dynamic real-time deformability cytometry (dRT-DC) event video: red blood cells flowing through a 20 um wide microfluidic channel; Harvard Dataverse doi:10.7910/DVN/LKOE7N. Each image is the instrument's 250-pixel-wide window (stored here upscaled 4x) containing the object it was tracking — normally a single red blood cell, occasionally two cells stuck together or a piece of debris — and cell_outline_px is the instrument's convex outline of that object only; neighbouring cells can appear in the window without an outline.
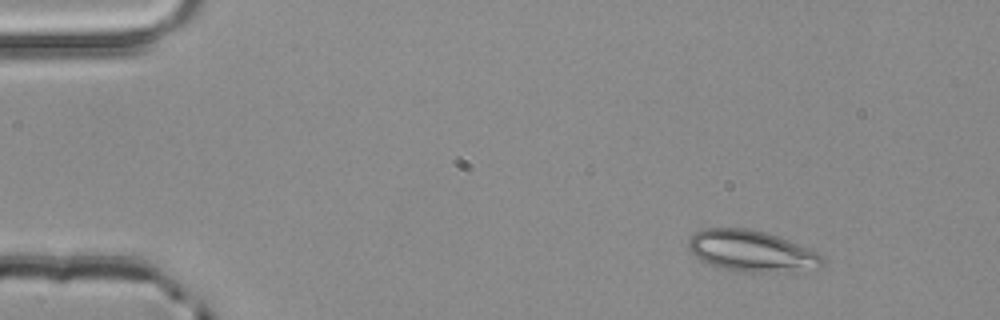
{"species": "common noctule bat (a hibernating species)", "species_latin": "Nyctalus noctula", "temperature_condition": "room temperature", "stored_images_in_passage": 4, "camera_frame_rate_fps": 3000, "um_per_image_px": 0.085, "animal": {"sex": "male", "body_mass_g": 20.4}, "frame": {"image": 1, "passage_image": 2, "time_ms": 0.333, "image_size_px": [1000, 320], "cell_outline_px": [[824, 264], [820, 268], [796, 272], [748, 272], [720, 268], [696, 256], [688, 248], [688, 240], [696, 232], [704, 228], [748, 228], [764, 232], [788, 240], [816, 252], [824, 256]], "centroid_in_image_um": [63.94, 21.35], "position_along_channel_um": 21.1, "area_um2": 32.08}}